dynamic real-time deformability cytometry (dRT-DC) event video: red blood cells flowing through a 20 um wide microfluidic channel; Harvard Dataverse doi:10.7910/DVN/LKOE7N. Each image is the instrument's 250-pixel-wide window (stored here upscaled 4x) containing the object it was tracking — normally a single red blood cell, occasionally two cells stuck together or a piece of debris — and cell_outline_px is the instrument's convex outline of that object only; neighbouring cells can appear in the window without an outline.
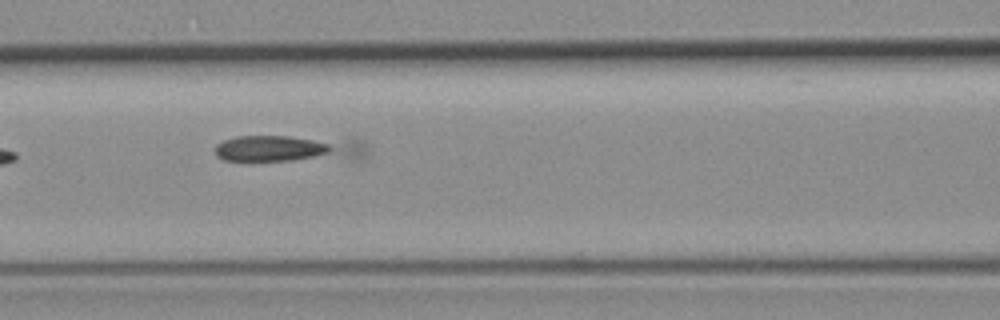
{"species": "common noctule bat (a hibernating species)", "species_latin": "Nyctalus noctula", "temperature_condition": "room temperature", "stored_images_in_passage": 6, "camera_frame_rate_fps": 3000, "um_per_image_px": 0.085, "animal": {"sex": "female", "body_mass_g": 19.3, "forearm_length_mm": 54.1}, "frame": {"image": 1, "passage_image": 5, "time_ms": 6.0, "image_size_px": [1000, 320], "cell_outline_px": [[364, 156], [356, 160], [224, 160], [216, 156], [216, 144], [224, 140], [236, 136], [288, 136], [356, 140], [364, 144]], "centroid_in_image_um": [24.54, 12.64], "position_along_channel_um": 142.1, "area_um2": 23.58}}